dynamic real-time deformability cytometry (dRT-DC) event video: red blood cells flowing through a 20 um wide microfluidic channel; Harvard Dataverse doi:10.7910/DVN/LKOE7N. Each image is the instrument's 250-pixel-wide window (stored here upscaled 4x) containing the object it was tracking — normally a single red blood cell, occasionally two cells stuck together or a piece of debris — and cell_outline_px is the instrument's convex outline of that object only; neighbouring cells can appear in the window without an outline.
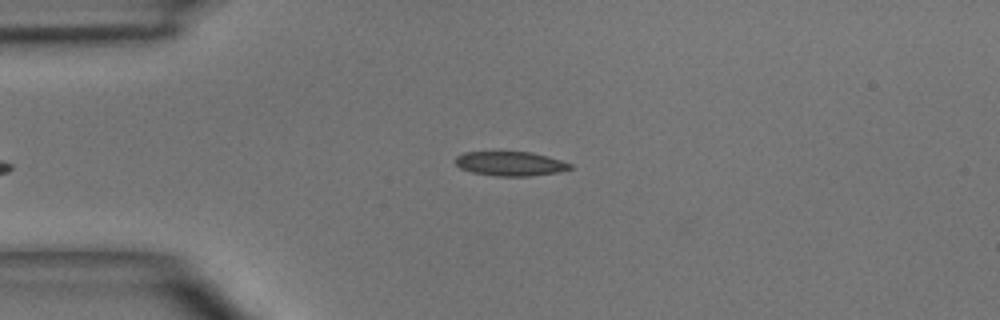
{"species": "common noctule bat (a hibernating species)", "species_latin": "Nyctalus noctula", "temperature_condition": "room temperature", "stored_images_in_passage": 4, "camera_frame_rate_fps": 3000, "um_per_image_px": 0.085, "animal": {"sex": "male", "body_mass_g": 15.6}, "frame": {"image": 1, "passage_image": 4, "time_ms": 3.333, "image_size_px": [1000, 320], "cell_outline_px": [[572, 168], [560, 172], [528, 176], [496, 176], [472, 172], [460, 168], [452, 160], [456, 156], [464, 152], [532, 152], [548, 156], [572, 164]], "centroid_in_image_um": [43.36, 13.91], "position_along_channel_um": 41.6, "area_um2": 16.36}}